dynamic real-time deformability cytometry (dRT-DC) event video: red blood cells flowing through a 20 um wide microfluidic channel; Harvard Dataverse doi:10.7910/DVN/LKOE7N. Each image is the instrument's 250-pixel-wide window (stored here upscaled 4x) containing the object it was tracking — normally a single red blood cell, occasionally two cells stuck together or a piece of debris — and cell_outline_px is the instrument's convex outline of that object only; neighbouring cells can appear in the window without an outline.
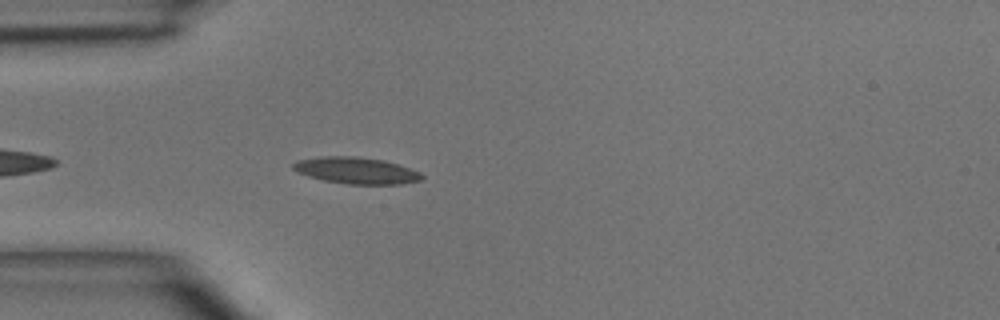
{"species": "common noctule bat (a hibernating species)", "species_latin": "Nyctalus noctula", "temperature_condition": "room temperature", "stored_images_in_passage": 5, "camera_frame_rate_fps": 3000, "um_per_image_px": 0.085, "animal": {"sex": "male", "body_mass_g": 15.6}, "frame": {"image": 1, "passage_image": 5, "time_ms": 4.667, "image_size_px": [1000, 320], "cell_outline_px": [[424, 176], [420, 180], [400, 184], [348, 184], [324, 180], [308, 176], [296, 172], [292, 168], [292, 164], [296, 160], [320, 156], [356, 156], [384, 160], [420, 172]], "centroid_in_image_um": [30.23, 14.48], "position_along_channel_um": 54.8, "area_um2": 19.88}}